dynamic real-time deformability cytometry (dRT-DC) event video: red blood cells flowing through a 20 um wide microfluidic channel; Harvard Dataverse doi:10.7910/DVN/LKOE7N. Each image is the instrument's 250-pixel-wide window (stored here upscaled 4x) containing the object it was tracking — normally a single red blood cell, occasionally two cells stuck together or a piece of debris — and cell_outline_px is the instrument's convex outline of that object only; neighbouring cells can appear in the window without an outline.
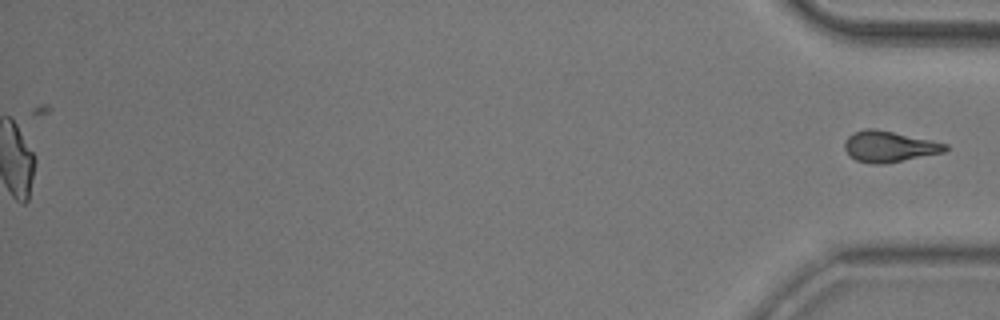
{"species": "common noctule bat (a hibernating species)", "species_latin": "Nyctalus noctula", "temperature_condition": "room temperature", "stored_images_in_passage": 53, "segment_of_instrument_passage": [2, 2], "camera_frame_rate_fps": 3000, "um_per_image_px": 0.085, "animal": {"sex": "male", "body_mass_g": 20.5, "forearm_length_mm": 52.5}, "frame": {"image": 1, "passage_image": 53, "time_ms": 17.333, "image_size_px": [1000, 320], "cell_outline_px": [[948, 148], [944, 152], [884, 164], [872, 164], [856, 160], [848, 156], [844, 148], [844, 140], [852, 132], [864, 128], [876, 128], [948, 144]], "centroid_in_image_um": [75.51, 12.45], "position_along_channel_um": 359.7, "area_um2": 18.32}}